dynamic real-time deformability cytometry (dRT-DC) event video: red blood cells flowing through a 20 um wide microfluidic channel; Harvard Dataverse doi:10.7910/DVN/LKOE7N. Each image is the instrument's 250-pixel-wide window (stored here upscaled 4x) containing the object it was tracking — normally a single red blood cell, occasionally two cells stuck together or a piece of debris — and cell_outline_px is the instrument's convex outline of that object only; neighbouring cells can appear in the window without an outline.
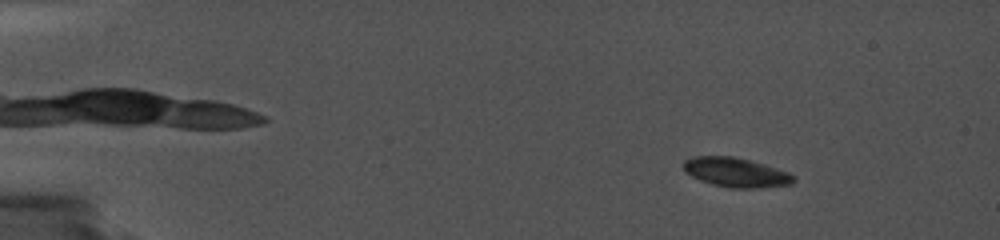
{"species": "common noctule bat (a hibernating species)", "species_latin": "Nyctalus noctula", "temperature_condition": "cold", "stored_images_in_passage": 57, "camera_frame_rate_fps": 5000, "um_per_image_px": 0.085, "animal": {"sex": "female", "body_mass_g": 19.0, "forearm_length_mm": 56.7}, "frame": {"image": 1, "passage_image": 9, "time_ms": 2.6, "image_size_px": [1000, 240], "cell_outline_px": [[796, 180], [792, 184], [760, 188], [728, 188], [712, 184], [700, 180], [684, 172], [684, 160], [692, 156], [732, 156], [764, 164], [788, 172], [796, 176]], "centroid_in_image_um": [62.56, 14.66], "position_along_channel_um": 22.4, "area_um2": 18.96}}
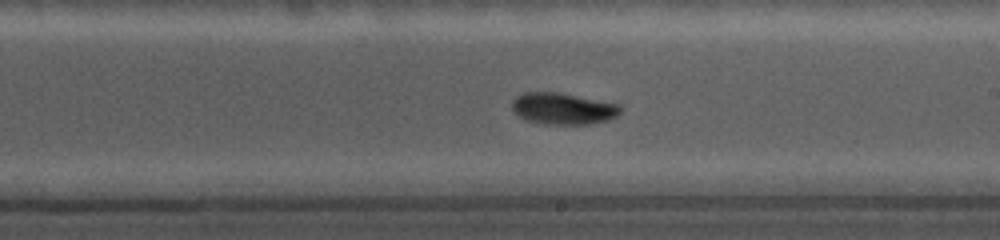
{"frame": {"image": 2, "passage_image": 36, "time_ms": 11.6, "image_size_px": [1000, 240], "cell_outline_px": [[620, 112], [616, 116], [608, 120], [588, 124], [544, 124], [524, 120], [512, 112], [512, 100], [516, 96], [524, 92], [560, 92], [620, 104]], "centroid_in_image_um": [47.81, 9.23], "position_along_channel_um": 241.2, "area_um2": 20.17}}
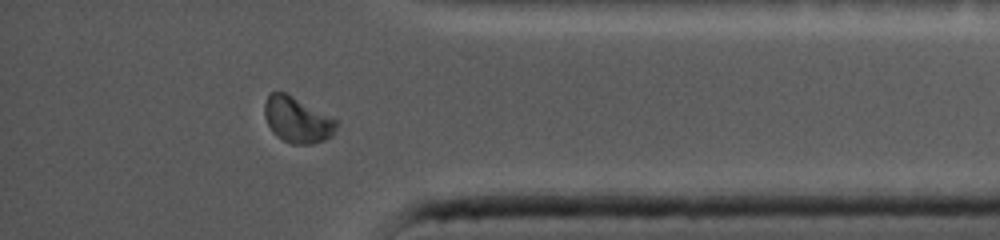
{"frame": {"image": 3, "passage_image": 52, "time_ms": 16.2, "image_size_px": [1000, 240], "cell_outline_px": [[340, 124], [332, 136], [324, 140], [312, 144], [292, 144], [276, 136], [272, 132], [264, 116], [264, 104], [268, 96], [272, 92], [284, 92], [340, 120]], "centroid_in_image_um": [25.31, 10.2], "position_along_channel_um": 409.9, "area_um2": 19.36}, "authors_computed_cell_mechanics": {"area_um2": 18.9584, "velocity_mm_per_s": 3.7076, "shape_relaxation_time_tau1_ms": null, "shape_relaxation_time_tau2_ms": 1.6446, "deformation_change_tau1": null, "deformation_change_tau2": 0.0508}}